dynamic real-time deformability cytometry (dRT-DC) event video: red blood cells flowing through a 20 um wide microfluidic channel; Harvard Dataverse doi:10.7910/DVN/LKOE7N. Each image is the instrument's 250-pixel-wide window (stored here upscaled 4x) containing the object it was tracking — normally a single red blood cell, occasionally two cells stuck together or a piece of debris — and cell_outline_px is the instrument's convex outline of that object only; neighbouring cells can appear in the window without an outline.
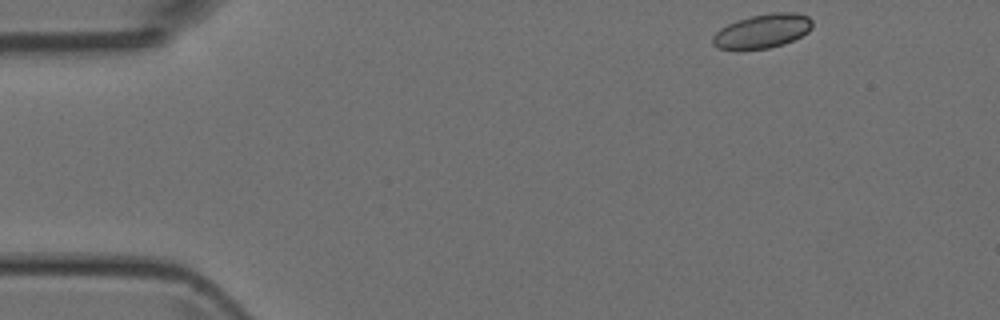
{"species": "Egyptian fruit bat (a non-hibernating species)", "species_latin": "Rousettus aegyptiacus", "temperature_condition": "room temperature", "stored_images_in_passage": 45, "camera_frame_rate_fps": 3000, "um_per_image_px": 0.085, "animal": {"sex": "female"}, "frame": {"image": 1, "passage_image": 1, "time_ms": 0.0, "image_size_px": [1000, 320], "cell_outline_px": [[812, 28], [808, 32], [784, 44], [768, 48], [740, 52], [736, 52], [716, 48], [712, 44], [712, 36], [720, 28], [736, 20], [752, 16], [772, 12], [796, 12], [808, 16], [812, 20]], "centroid_in_image_um": [64.74, 2.68], "position_along_channel_um": 20.3, "area_um2": 20.4}}
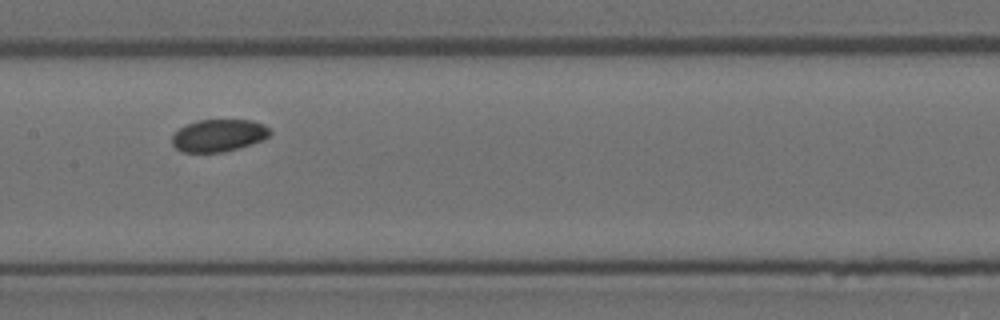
{"frame": {"image": 2, "passage_image": 20, "time_ms": 6.333, "image_size_px": [1000, 320], "cell_outline_px": [[272, 132], [264, 140], [252, 144], [220, 152], [180, 152], [172, 144], [172, 136], [180, 128], [196, 120], [252, 120], [264, 124]], "centroid_in_image_um": [18.59, 11.51], "position_along_channel_um": 188.8, "area_um2": 18.38}}
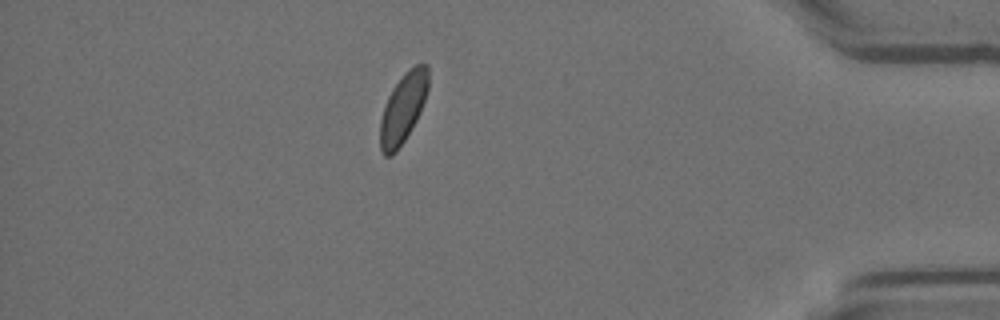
{"frame": {"image": 3, "passage_image": 39, "time_ms": 12.667, "image_size_px": [1000, 320], "cell_outline_px": [[428, 88], [420, 112], [416, 120], [404, 140], [396, 152], [392, 156], [384, 156], [380, 148], [380, 120], [388, 96], [392, 88], [404, 72], [416, 64], [428, 64]], "centroid_in_image_um": [34.25, 9.18], "position_along_channel_um": 401.0, "area_um2": 19.42}}